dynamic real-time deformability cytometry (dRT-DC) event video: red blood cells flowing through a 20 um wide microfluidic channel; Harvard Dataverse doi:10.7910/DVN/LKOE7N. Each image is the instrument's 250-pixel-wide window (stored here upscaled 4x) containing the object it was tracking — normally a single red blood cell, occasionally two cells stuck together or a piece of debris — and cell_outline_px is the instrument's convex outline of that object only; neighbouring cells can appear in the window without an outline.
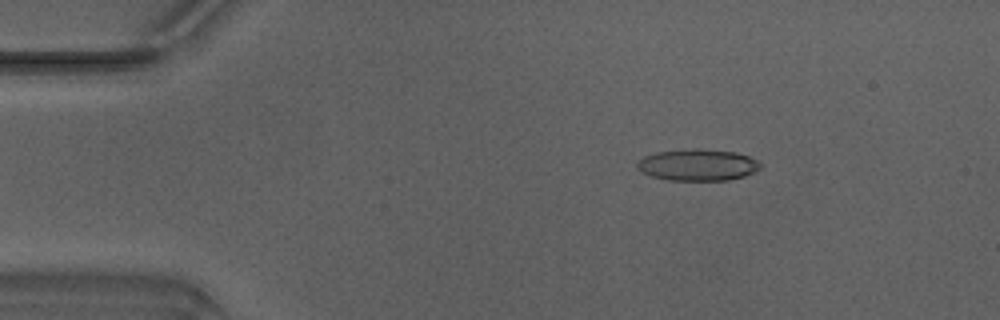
{"species": "Egyptian fruit bat (a non-hibernating species)", "species_latin": "Rousettus aegyptiacus", "temperature_condition": "warm", "stored_images_in_passage": 49, "camera_frame_rate_fps": 3000, "um_per_image_px": 0.085, "animal": {"sex": "male"}, "frame": {"image": 1, "passage_image": 8, "time_ms": 2.333, "image_size_px": [1000, 320], "cell_outline_px": [[760, 168], [744, 176], [728, 180], [668, 180], [652, 176], [640, 172], [636, 168], [636, 164], [644, 156], [656, 152], [696, 148], [700, 148], [736, 152], [748, 156], [756, 160], [760, 164]], "centroid_in_image_um": [59.27, 14.01], "position_along_channel_um": 25.7, "area_um2": 22.66}}
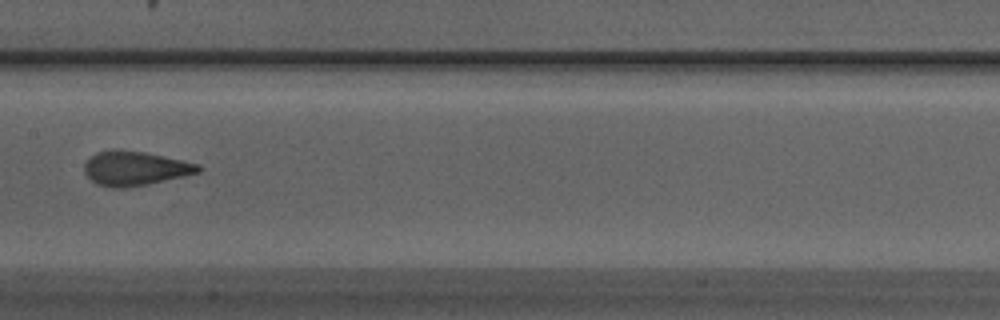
{"frame": {"image": 2, "passage_image": 25, "time_ms": 8.0, "image_size_px": [1000, 320], "cell_outline_px": [[200, 172], [184, 176], [148, 184], [124, 188], [112, 188], [96, 184], [84, 172], [84, 164], [96, 152], [112, 148], [144, 152], [200, 164]], "centroid_in_image_um": [11.45, 14.31], "position_along_channel_um": 195.9, "area_um2": 22.77}}
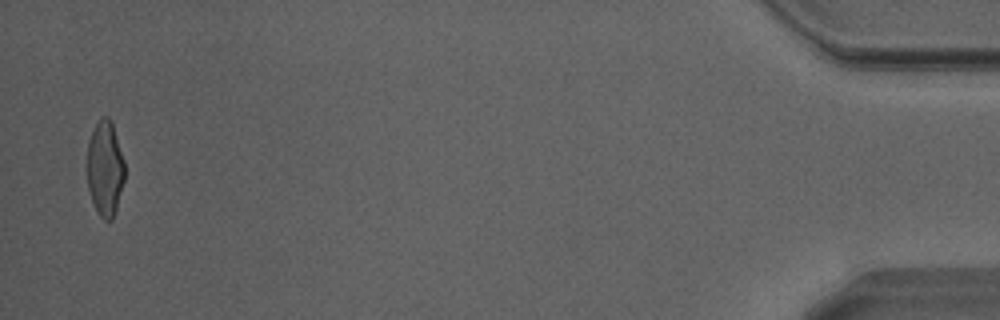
{"frame": {"image": 3, "passage_image": 48, "time_ms": 15.667, "image_size_px": [1000, 320], "cell_outline_px": [[124, 180], [116, 208], [112, 220], [104, 220], [100, 216], [92, 200], [88, 188], [88, 140], [92, 128], [100, 116], [108, 116], [112, 124], [124, 160]], "centroid_in_image_um": [8.92, 14.28], "position_along_channel_um": 426.3, "area_um2": 20.63}, "authors_computed_cell_mechanics": {"area_um2": 21.964, "velocity_mm_per_s": 4.2159, "shape_relaxation_time_tau1_ms": 5.1649, "shape_relaxation_time_tau2_ms": 1.0173, "deformation_change_tau1": 0.1957, "deformation_change_tau2": 0.0842}}